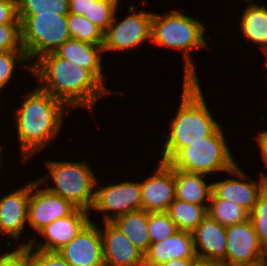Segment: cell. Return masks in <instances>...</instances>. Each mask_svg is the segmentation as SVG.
Listing matches in <instances>:
<instances>
[{"mask_svg": "<svg viewBox=\"0 0 267 266\" xmlns=\"http://www.w3.org/2000/svg\"><path fill=\"white\" fill-rule=\"evenodd\" d=\"M31 76L41 90L63 101L71 111L80 107L93 113L95 104L107 95L123 94L105 87L89 70L54 52L32 64Z\"/></svg>", "mask_w": 267, "mask_h": 266, "instance_id": "obj_1", "label": "cell"}, {"mask_svg": "<svg viewBox=\"0 0 267 266\" xmlns=\"http://www.w3.org/2000/svg\"><path fill=\"white\" fill-rule=\"evenodd\" d=\"M27 91V92H26ZM22 102L14 109L15 124L21 160L25 164L47 149L59 137L63 122L71 110L63 101L41 90L37 85L26 90ZM28 160V161H27Z\"/></svg>", "mask_w": 267, "mask_h": 266, "instance_id": "obj_2", "label": "cell"}, {"mask_svg": "<svg viewBox=\"0 0 267 266\" xmlns=\"http://www.w3.org/2000/svg\"><path fill=\"white\" fill-rule=\"evenodd\" d=\"M200 82L183 80L179 106L166 126L168 133L161 136L159 161L167 162L179 149L213 134L222 125L213 117Z\"/></svg>", "mask_w": 267, "mask_h": 266, "instance_id": "obj_3", "label": "cell"}, {"mask_svg": "<svg viewBox=\"0 0 267 266\" xmlns=\"http://www.w3.org/2000/svg\"><path fill=\"white\" fill-rule=\"evenodd\" d=\"M182 10V12H181ZM182 9L155 13L151 22V44L181 52L183 59V80H200L192 52L194 49L209 48L205 24L198 18L183 13Z\"/></svg>", "mask_w": 267, "mask_h": 266, "instance_id": "obj_4", "label": "cell"}, {"mask_svg": "<svg viewBox=\"0 0 267 266\" xmlns=\"http://www.w3.org/2000/svg\"><path fill=\"white\" fill-rule=\"evenodd\" d=\"M46 175L36 180L45 188L71 202L76 208L91 211L95 201L97 175L87 160H45ZM52 183V184H51ZM47 184H51L50 186Z\"/></svg>", "mask_w": 267, "mask_h": 266, "instance_id": "obj_5", "label": "cell"}, {"mask_svg": "<svg viewBox=\"0 0 267 266\" xmlns=\"http://www.w3.org/2000/svg\"><path fill=\"white\" fill-rule=\"evenodd\" d=\"M225 125H221L213 134L179 149L167 163L174 169L207 176L226 175L238 161L234 157L227 141Z\"/></svg>", "mask_w": 267, "mask_h": 266, "instance_id": "obj_6", "label": "cell"}, {"mask_svg": "<svg viewBox=\"0 0 267 266\" xmlns=\"http://www.w3.org/2000/svg\"><path fill=\"white\" fill-rule=\"evenodd\" d=\"M21 46L33 64L71 38L67 15H18Z\"/></svg>", "mask_w": 267, "mask_h": 266, "instance_id": "obj_7", "label": "cell"}, {"mask_svg": "<svg viewBox=\"0 0 267 266\" xmlns=\"http://www.w3.org/2000/svg\"><path fill=\"white\" fill-rule=\"evenodd\" d=\"M139 5H130L123 19H119L117 9L115 16L103 33V54L125 52L139 48L146 41L151 42V22L153 12L137 10ZM136 8V9H135Z\"/></svg>", "mask_w": 267, "mask_h": 266, "instance_id": "obj_8", "label": "cell"}, {"mask_svg": "<svg viewBox=\"0 0 267 266\" xmlns=\"http://www.w3.org/2000/svg\"><path fill=\"white\" fill-rule=\"evenodd\" d=\"M98 177L95 201L90 211L101 214L102 222H112L116 217L142 209L140 179L137 182L124 180L120 183L103 184ZM101 182V183H100ZM105 185V186H104Z\"/></svg>", "mask_w": 267, "mask_h": 266, "instance_id": "obj_9", "label": "cell"}, {"mask_svg": "<svg viewBox=\"0 0 267 266\" xmlns=\"http://www.w3.org/2000/svg\"><path fill=\"white\" fill-rule=\"evenodd\" d=\"M244 169L236 163L226 173L224 180L212 181V194L218 199L236 203L249 213L252 212L259 195L267 187V173L261 171L258 180L251 178ZM231 175V176H230ZM233 176V177H232Z\"/></svg>", "mask_w": 267, "mask_h": 266, "instance_id": "obj_10", "label": "cell"}, {"mask_svg": "<svg viewBox=\"0 0 267 266\" xmlns=\"http://www.w3.org/2000/svg\"><path fill=\"white\" fill-rule=\"evenodd\" d=\"M76 209L71 202L48 191L35 178L30 180L28 230L30 227L37 235L46 226L57 219L67 217Z\"/></svg>", "mask_w": 267, "mask_h": 266, "instance_id": "obj_11", "label": "cell"}, {"mask_svg": "<svg viewBox=\"0 0 267 266\" xmlns=\"http://www.w3.org/2000/svg\"><path fill=\"white\" fill-rule=\"evenodd\" d=\"M226 236V257L221 266L262 264L265 248L259 242L250 218L226 226Z\"/></svg>", "mask_w": 267, "mask_h": 266, "instance_id": "obj_12", "label": "cell"}, {"mask_svg": "<svg viewBox=\"0 0 267 266\" xmlns=\"http://www.w3.org/2000/svg\"><path fill=\"white\" fill-rule=\"evenodd\" d=\"M87 210L77 208L67 217L57 219L37 235L30 237V240L18 243V247H28L29 249H39L45 251H59L63 246L72 241L82 228L90 221ZM35 236V237H34ZM40 237L41 240H39Z\"/></svg>", "mask_w": 267, "mask_h": 266, "instance_id": "obj_13", "label": "cell"}, {"mask_svg": "<svg viewBox=\"0 0 267 266\" xmlns=\"http://www.w3.org/2000/svg\"><path fill=\"white\" fill-rule=\"evenodd\" d=\"M92 218L72 241L58 251L71 266H105L102 235L98 223Z\"/></svg>", "mask_w": 267, "mask_h": 266, "instance_id": "obj_14", "label": "cell"}, {"mask_svg": "<svg viewBox=\"0 0 267 266\" xmlns=\"http://www.w3.org/2000/svg\"><path fill=\"white\" fill-rule=\"evenodd\" d=\"M153 173L141 181L142 209L146 212H167L175 199V169L158 161Z\"/></svg>", "mask_w": 267, "mask_h": 266, "instance_id": "obj_15", "label": "cell"}, {"mask_svg": "<svg viewBox=\"0 0 267 266\" xmlns=\"http://www.w3.org/2000/svg\"><path fill=\"white\" fill-rule=\"evenodd\" d=\"M0 197V234L16 242L28 227L30 181Z\"/></svg>", "mask_w": 267, "mask_h": 266, "instance_id": "obj_16", "label": "cell"}, {"mask_svg": "<svg viewBox=\"0 0 267 266\" xmlns=\"http://www.w3.org/2000/svg\"><path fill=\"white\" fill-rule=\"evenodd\" d=\"M99 224L105 266H144L140 252L112 222ZM102 226V227H100Z\"/></svg>", "mask_w": 267, "mask_h": 266, "instance_id": "obj_17", "label": "cell"}, {"mask_svg": "<svg viewBox=\"0 0 267 266\" xmlns=\"http://www.w3.org/2000/svg\"><path fill=\"white\" fill-rule=\"evenodd\" d=\"M197 258L200 262L220 264L226 257V226L207 215L191 232Z\"/></svg>", "mask_w": 267, "mask_h": 266, "instance_id": "obj_18", "label": "cell"}, {"mask_svg": "<svg viewBox=\"0 0 267 266\" xmlns=\"http://www.w3.org/2000/svg\"><path fill=\"white\" fill-rule=\"evenodd\" d=\"M170 259H198L191 232L178 230L164 241L152 243L144 254V266H161Z\"/></svg>", "mask_w": 267, "mask_h": 266, "instance_id": "obj_19", "label": "cell"}, {"mask_svg": "<svg viewBox=\"0 0 267 266\" xmlns=\"http://www.w3.org/2000/svg\"><path fill=\"white\" fill-rule=\"evenodd\" d=\"M54 53L61 58L70 60L75 64L89 70L105 87L107 81L104 73V57L101 45L83 42L70 38L64 42Z\"/></svg>", "mask_w": 267, "mask_h": 266, "instance_id": "obj_20", "label": "cell"}, {"mask_svg": "<svg viewBox=\"0 0 267 266\" xmlns=\"http://www.w3.org/2000/svg\"><path fill=\"white\" fill-rule=\"evenodd\" d=\"M238 17L237 27L240 35L246 39V43H251L261 48L264 54L267 53V2L259 5H247Z\"/></svg>", "mask_w": 267, "mask_h": 266, "instance_id": "obj_21", "label": "cell"}, {"mask_svg": "<svg viewBox=\"0 0 267 266\" xmlns=\"http://www.w3.org/2000/svg\"><path fill=\"white\" fill-rule=\"evenodd\" d=\"M208 178V179H207ZM210 176L175 169V199L197 205H208L212 193Z\"/></svg>", "mask_w": 267, "mask_h": 266, "instance_id": "obj_22", "label": "cell"}, {"mask_svg": "<svg viewBox=\"0 0 267 266\" xmlns=\"http://www.w3.org/2000/svg\"><path fill=\"white\" fill-rule=\"evenodd\" d=\"M112 223L130 240V242L145 254L151 240L148 231V212L144 209L131 211L116 217Z\"/></svg>", "mask_w": 267, "mask_h": 266, "instance_id": "obj_23", "label": "cell"}, {"mask_svg": "<svg viewBox=\"0 0 267 266\" xmlns=\"http://www.w3.org/2000/svg\"><path fill=\"white\" fill-rule=\"evenodd\" d=\"M207 207L174 199L167 213L178 230L192 232L208 215Z\"/></svg>", "mask_w": 267, "mask_h": 266, "instance_id": "obj_24", "label": "cell"}, {"mask_svg": "<svg viewBox=\"0 0 267 266\" xmlns=\"http://www.w3.org/2000/svg\"><path fill=\"white\" fill-rule=\"evenodd\" d=\"M208 215L223 226H230L243 222L250 217V213L236 203L216 198L212 193L207 207Z\"/></svg>", "mask_w": 267, "mask_h": 266, "instance_id": "obj_25", "label": "cell"}, {"mask_svg": "<svg viewBox=\"0 0 267 266\" xmlns=\"http://www.w3.org/2000/svg\"><path fill=\"white\" fill-rule=\"evenodd\" d=\"M17 68L32 74V64H29L25 51H0V93L9 88Z\"/></svg>", "mask_w": 267, "mask_h": 266, "instance_id": "obj_26", "label": "cell"}, {"mask_svg": "<svg viewBox=\"0 0 267 266\" xmlns=\"http://www.w3.org/2000/svg\"><path fill=\"white\" fill-rule=\"evenodd\" d=\"M17 15H68L69 0H16Z\"/></svg>", "mask_w": 267, "mask_h": 266, "instance_id": "obj_27", "label": "cell"}, {"mask_svg": "<svg viewBox=\"0 0 267 266\" xmlns=\"http://www.w3.org/2000/svg\"><path fill=\"white\" fill-rule=\"evenodd\" d=\"M67 24L71 38L83 42L103 45V31L90 22L84 15L69 13Z\"/></svg>", "mask_w": 267, "mask_h": 266, "instance_id": "obj_28", "label": "cell"}, {"mask_svg": "<svg viewBox=\"0 0 267 266\" xmlns=\"http://www.w3.org/2000/svg\"><path fill=\"white\" fill-rule=\"evenodd\" d=\"M148 231L152 244L164 241L178 229L167 212H148Z\"/></svg>", "mask_w": 267, "mask_h": 266, "instance_id": "obj_29", "label": "cell"}, {"mask_svg": "<svg viewBox=\"0 0 267 266\" xmlns=\"http://www.w3.org/2000/svg\"><path fill=\"white\" fill-rule=\"evenodd\" d=\"M120 5L115 0H96L88 14H84V16L104 32L111 24Z\"/></svg>", "mask_w": 267, "mask_h": 266, "instance_id": "obj_30", "label": "cell"}, {"mask_svg": "<svg viewBox=\"0 0 267 266\" xmlns=\"http://www.w3.org/2000/svg\"><path fill=\"white\" fill-rule=\"evenodd\" d=\"M249 218L259 242L267 248V187L259 195Z\"/></svg>", "mask_w": 267, "mask_h": 266, "instance_id": "obj_31", "label": "cell"}, {"mask_svg": "<svg viewBox=\"0 0 267 266\" xmlns=\"http://www.w3.org/2000/svg\"><path fill=\"white\" fill-rule=\"evenodd\" d=\"M11 242L13 243V241L9 239L4 243L8 251H3L2 253V249H0V266H32L30 249L28 247L15 248L14 243L12 244Z\"/></svg>", "mask_w": 267, "mask_h": 266, "instance_id": "obj_32", "label": "cell"}, {"mask_svg": "<svg viewBox=\"0 0 267 266\" xmlns=\"http://www.w3.org/2000/svg\"><path fill=\"white\" fill-rule=\"evenodd\" d=\"M0 51H24L20 24H0Z\"/></svg>", "mask_w": 267, "mask_h": 266, "instance_id": "obj_33", "label": "cell"}, {"mask_svg": "<svg viewBox=\"0 0 267 266\" xmlns=\"http://www.w3.org/2000/svg\"><path fill=\"white\" fill-rule=\"evenodd\" d=\"M32 266H71L58 251L30 249Z\"/></svg>", "mask_w": 267, "mask_h": 266, "instance_id": "obj_34", "label": "cell"}, {"mask_svg": "<svg viewBox=\"0 0 267 266\" xmlns=\"http://www.w3.org/2000/svg\"><path fill=\"white\" fill-rule=\"evenodd\" d=\"M0 24H20L16 0L0 1Z\"/></svg>", "mask_w": 267, "mask_h": 266, "instance_id": "obj_35", "label": "cell"}, {"mask_svg": "<svg viewBox=\"0 0 267 266\" xmlns=\"http://www.w3.org/2000/svg\"><path fill=\"white\" fill-rule=\"evenodd\" d=\"M96 0H69V13L76 15L88 14Z\"/></svg>", "mask_w": 267, "mask_h": 266, "instance_id": "obj_36", "label": "cell"}, {"mask_svg": "<svg viewBox=\"0 0 267 266\" xmlns=\"http://www.w3.org/2000/svg\"><path fill=\"white\" fill-rule=\"evenodd\" d=\"M259 132V133H258ZM257 132L256 137L254 136V139H256V144L258 145L257 148L260 149L258 152L260 153V158L262 159L263 165L267 169V130L264 129L263 131L259 130Z\"/></svg>", "mask_w": 267, "mask_h": 266, "instance_id": "obj_37", "label": "cell"}, {"mask_svg": "<svg viewBox=\"0 0 267 266\" xmlns=\"http://www.w3.org/2000/svg\"><path fill=\"white\" fill-rule=\"evenodd\" d=\"M199 263V259H170L161 266H197Z\"/></svg>", "mask_w": 267, "mask_h": 266, "instance_id": "obj_38", "label": "cell"}, {"mask_svg": "<svg viewBox=\"0 0 267 266\" xmlns=\"http://www.w3.org/2000/svg\"><path fill=\"white\" fill-rule=\"evenodd\" d=\"M197 266H221L218 263L200 262Z\"/></svg>", "mask_w": 267, "mask_h": 266, "instance_id": "obj_39", "label": "cell"}, {"mask_svg": "<svg viewBox=\"0 0 267 266\" xmlns=\"http://www.w3.org/2000/svg\"><path fill=\"white\" fill-rule=\"evenodd\" d=\"M262 266H267V248H265V252L263 255Z\"/></svg>", "mask_w": 267, "mask_h": 266, "instance_id": "obj_40", "label": "cell"}, {"mask_svg": "<svg viewBox=\"0 0 267 266\" xmlns=\"http://www.w3.org/2000/svg\"><path fill=\"white\" fill-rule=\"evenodd\" d=\"M242 1L247 3L246 5H259V3L256 2L257 0H242Z\"/></svg>", "mask_w": 267, "mask_h": 266, "instance_id": "obj_41", "label": "cell"}, {"mask_svg": "<svg viewBox=\"0 0 267 266\" xmlns=\"http://www.w3.org/2000/svg\"><path fill=\"white\" fill-rule=\"evenodd\" d=\"M1 143H0V174H1V171L3 170V168H2V166H3V158H2V150L3 149H1ZM0 177H1V175H0ZM1 179V178H0Z\"/></svg>", "mask_w": 267, "mask_h": 266, "instance_id": "obj_42", "label": "cell"}, {"mask_svg": "<svg viewBox=\"0 0 267 266\" xmlns=\"http://www.w3.org/2000/svg\"><path fill=\"white\" fill-rule=\"evenodd\" d=\"M266 61H265V63L263 64V65H265V67H266V69H267V53L265 54V58H264ZM266 75H267V73H266Z\"/></svg>", "mask_w": 267, "mask_h": 266, "instance_id": "obj_43", "label": "cell"}, {"mask_svg": "<svg viewBox=\"0 0 267 266\" xmlns=\"http://www.w3.org/2000/svg\"><path fill=\"white\" fill-rule=\"evenodd\" d=\"M2 97H3V96H2L1 93H0V109H1V107H2V106H1V105H2L1 102L4 103V101H2V100H4V99H2Z\"/></svg>", "mask_w": 267, "mask_h": 266, "instance_id": "obj_44", "label": "cell"}, {"mask_svg": "<svg viewBox=\"0 0 267 266\" xmlns=\"http://www.w3.org/2000/svg\"><path fill=\"white\" fill-rule=\"evenodd\" d=\"M242 266H262V264L242 265Z\"/></svg>", "mask_w": 267, "mask_h": 266, "instance_id": "obj_45", "label": "cell"}, {"mask_svg": "<svg viewBox=\"0 0 267 266\" xmlns=\"http://www.w3.org/2000/svg\"><path fill=\"white\" fill-rule=\"evenodd\" d=\"M115 1H117L118 3L120 2V4H122L121 2H122V0H115Z\"/></svg>", "mask_w": 267, "mask_h": 266, "instance_id": "obj_46", "label": "cell"}]
</instances>
